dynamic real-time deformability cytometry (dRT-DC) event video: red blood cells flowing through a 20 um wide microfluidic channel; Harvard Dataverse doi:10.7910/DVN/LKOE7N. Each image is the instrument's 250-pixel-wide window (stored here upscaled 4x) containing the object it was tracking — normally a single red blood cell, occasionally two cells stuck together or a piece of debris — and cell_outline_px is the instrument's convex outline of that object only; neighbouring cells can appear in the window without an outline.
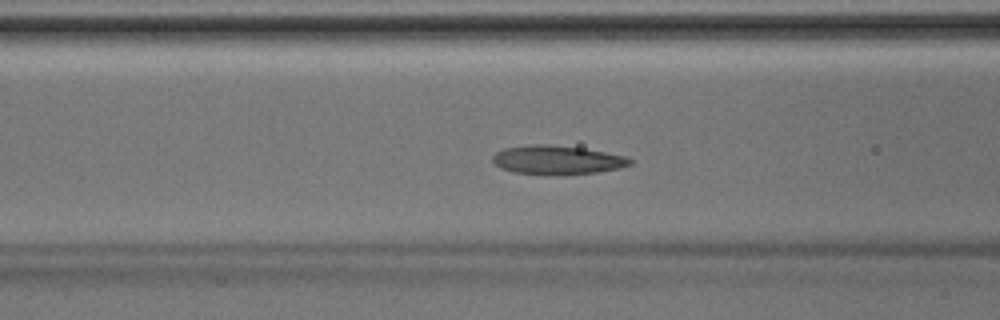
{"species": "Egyptian fruit bat (a non-hibernating species)", "species_latin": "Rousettus aegyptiacus", "temperature_condition": "room temperature", "stored_images_in_passage": 46, "camera_frame_rate_fps": 3000, "um_per_image_px": 0.085, "animal": {"sex": "male"}, "frame": {"image": 1, "passage_image": 18, "time_ms": 5.667, "image_size_px": [1000, 320], "cell_outline_px": [[632, 164], [620, 168], [596, 172], [512, 172], [500, 168], [492, 160], [492, 156], [496, 152], [504, 148], [528, 144], [544, 144], [580, 148], [604, 152], [624, 156], [632, 160]], "centroid_in_image_um": [47.32, 13.55], "position_along_channel_um": 119.3, "area_um2": 22.02}}
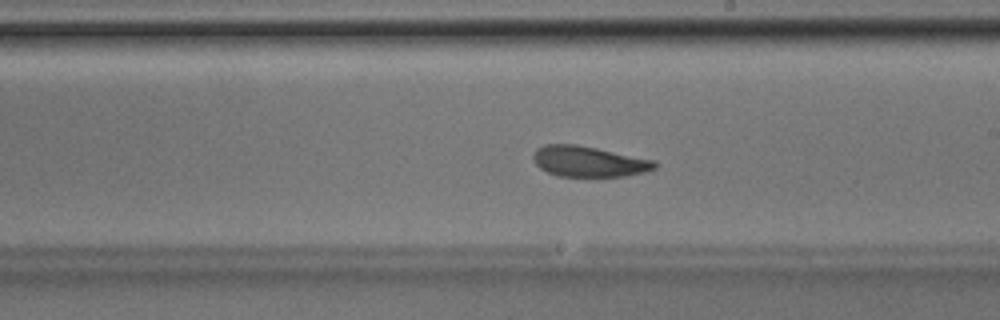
{"frame": {"image": 2, "passage_image": 26, "time_ms": 8.333, "image_size_px": [1000, 320], "cell_outline_px": [[656, 168], [644, 172], [624, 176], [556, 176], [540, 168], [532, 160], [532, 152], [536, 148], [544, 144], [576, 144], [656, 160]], "centroid_in_image_um": [50.0, 13.71], "position_along_channel_um": 239.0, "area_um2": 21.79}}
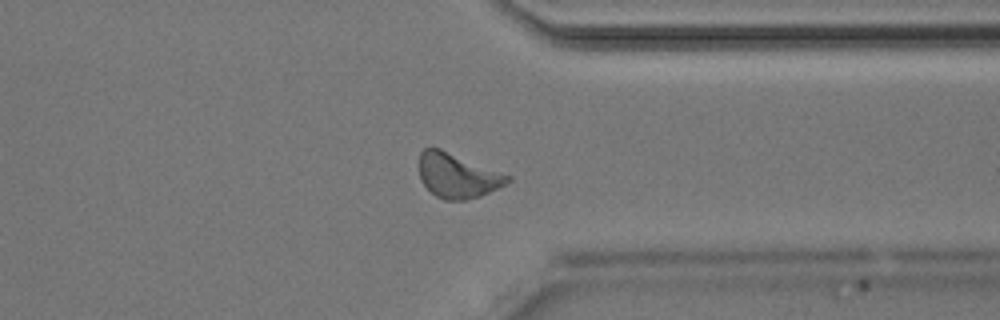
{"frame": {"image": 3, "passage_image": 35, "time_ms": 11.333, "image_size_px": [1000, 320], "cell_outline_px": [[512, 180], [480, 196], [464, 200], [444, 200], [436, 196], [420, 180], [420, 152], [424, 148], [440, 148], [512, 176]], "centroid_in_image_um": [38.88, 14.92], "position_along_channel_um": 372.5, "area_um2": 22.72}}